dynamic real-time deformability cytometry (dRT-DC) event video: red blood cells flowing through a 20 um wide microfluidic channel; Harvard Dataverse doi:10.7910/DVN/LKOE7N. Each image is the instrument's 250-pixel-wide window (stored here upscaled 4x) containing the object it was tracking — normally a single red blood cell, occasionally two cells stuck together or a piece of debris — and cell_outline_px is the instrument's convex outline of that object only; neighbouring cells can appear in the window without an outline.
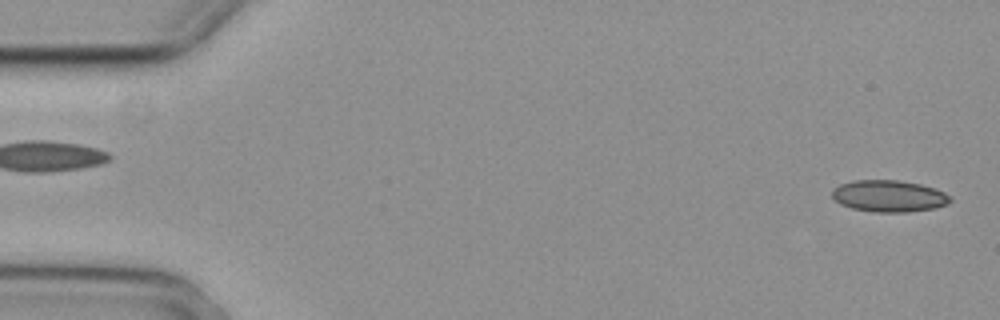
{"species": "common noctule bat (a hibernating species)", "species_latin": "Nyctalus noctula", "temperature_condition": "cold", "stored_images_in_passage": 3, "segment_of_instrument_passage": [2, 2], "camera_frame_rate_fps": 3000, "um_per_image_px": 0.085, "animal": {"sex": "female", "body_mass_g": 29.2, "forearm_length_mm": 56.3}, "frame": {"image": 1, "passage_image": 3, "time_ms": 0.667, "image_size_px": [1000, 320], "cell_outline_px": [[952, 200], [948, 204], [936, 208], [908, 212], [872, 212], [852, 208], [840, 204], [832, 196], [832, 188], [840, 184], [852, 180], [900, 180], [920, 184], [936, 188], [952, 196]], "centroid_in_image_um": [75.58, 16.66], "position_along_channel_um": 9.4, "area_um2": 22.14}}